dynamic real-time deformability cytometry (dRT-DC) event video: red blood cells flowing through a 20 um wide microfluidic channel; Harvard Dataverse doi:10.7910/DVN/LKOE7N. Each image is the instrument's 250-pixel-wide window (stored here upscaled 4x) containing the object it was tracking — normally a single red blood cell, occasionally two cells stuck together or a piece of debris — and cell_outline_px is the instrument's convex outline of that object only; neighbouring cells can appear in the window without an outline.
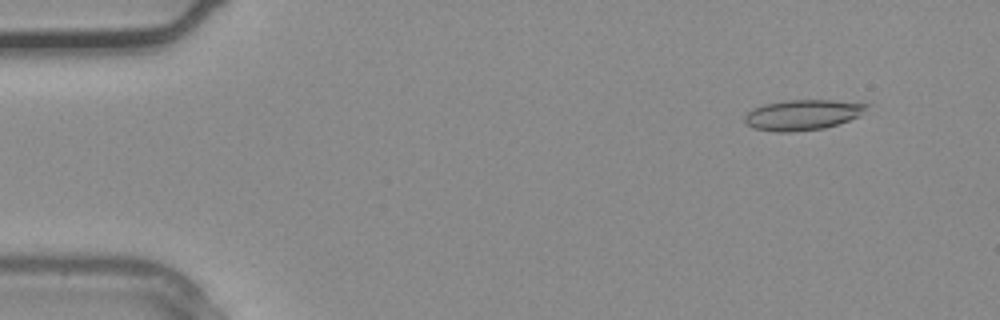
{"species": "common noctule bat (a hibernating species)", "species_latin": "Nyctalus noctula", "temperature_condition": "warm", "stored_images_in_passage": 3, "camera_frame_rate_fps": 3000, "um_per_image_px": 0.085, "animal": {"sex": "male", "body_mass_g": 20.4}, "frame": {"image": 1, "passage_image": 1, "time_ms": 0.0, "image_size_px": [1000, 320], "cell_outline_px": [[872, 104], [856, 116], [848, 120], [824, 128], [788, 132], [776, 132], [756, 128], [748, 124], [744, 120], [744, 116], [752, 108], [764, 104], [788, 100], [832, 100]], "centroid_in_image_um": [68.19, 9.75], "position_along_channel_um": 16.8, "area_um2": 21.27}}